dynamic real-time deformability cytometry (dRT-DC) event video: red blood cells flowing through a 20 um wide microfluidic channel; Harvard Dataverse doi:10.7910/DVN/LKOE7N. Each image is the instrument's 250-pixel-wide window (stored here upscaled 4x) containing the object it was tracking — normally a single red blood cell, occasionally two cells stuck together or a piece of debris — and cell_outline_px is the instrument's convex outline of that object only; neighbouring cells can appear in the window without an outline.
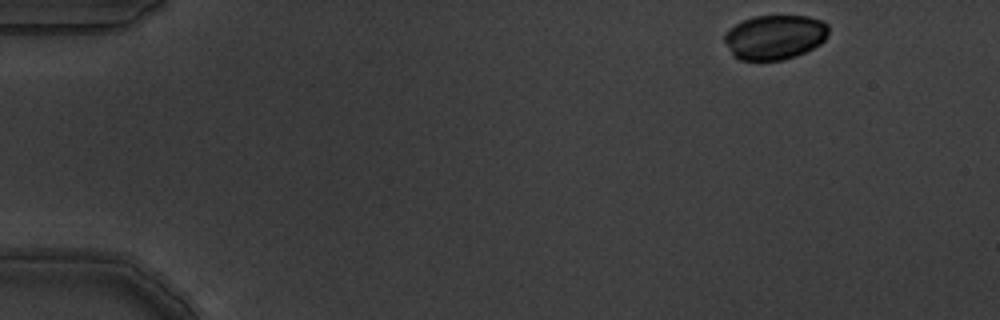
{"species": "common noctule bat (a hibernating species)", "species_latin": "Nyctalus noctula", "temperature_condition": "warm", "stored_images_in_passage": 4, "camera_frame_rate_fps": 3000, "um_per_image_px": 0.085, "animal": {"sex": "male", "body_mass_g": 19.5, "forearm_length_mm": 54.6}, "frame": {"image": 1, "passage_image": 1, "time_ms": 0.0, "image_size_px": [1000, 320], "cell_outline_px": [[828, 36], [820, 44], [796, 56], [784, 60], [740, 60], [732, 56], [724, 40], [724, 32], [728, 28], [752, 16], [808, 16], [820, 20], [828, 24]], "centroid_in_image_um": [65.83, 3.16], "position_along_channel_um": 19.2, "area_um2": 27.22}}